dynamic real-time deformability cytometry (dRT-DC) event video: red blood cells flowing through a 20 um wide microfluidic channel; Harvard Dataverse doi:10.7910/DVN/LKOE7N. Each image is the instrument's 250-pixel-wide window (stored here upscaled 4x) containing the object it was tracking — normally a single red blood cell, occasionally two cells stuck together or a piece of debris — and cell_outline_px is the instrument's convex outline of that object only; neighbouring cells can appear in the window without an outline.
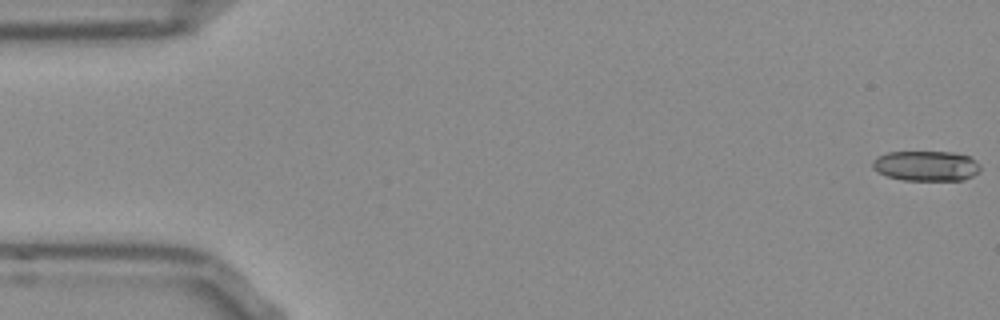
{"species": "Egyptian fruit bat (a non-hibernating species)", "species_latin": "Rousettus aegyptiacus", "temperature_condition": "room temperature", "stored_images_in_passage": 52, "camera_frame_rate_fps": 3000, "um_per_image_px": 0.085, "frame": {"image": 1, "passage_image": 1, "time_ms": 0.0, "image_size_px": [1000, 320], "cell_outline_px": [[980, 172], [964, 180], [904, 180], [888, 176], [876, 172], [872, 168], [872, 160], [876, 156], [888, 152], [952, 152], [968, 156], [976, 160], [980, 164]], "centroid_in_image_um": [78.71, 14.1], "position_along_channel_um": 6.3, "area_um2": 19.13}}
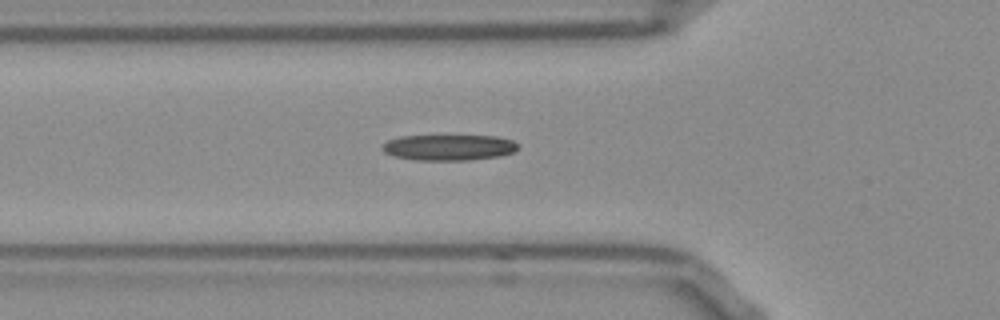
{"frame": {"image": 2, "passage_image": 18, "time_ms": 5.667, "image_size_px": [1000, 320], "cell_outline_px": [[520, 148], [512, 152], [500, 156], [468, 160], [416, 160], [396, 156], [384, 152], [384, 144], [388, 140], [400, 136], [496, 136], [512, 140], [520, 144]], "centroid_in_image_um": [38.21, 12.53], "position_along_channel_um": 87.6, "area_um2": 20.29}}
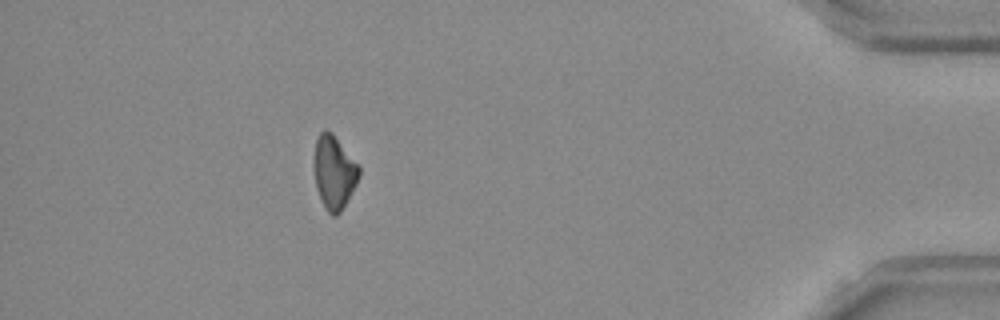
{"frame": {"image": 3, "passage_image": 47, "time_ms": 15.333, "image_size_px": [1000, 320], "cell_outline_px": [[360, 176], [356, 184], [340, 212], [336, 216], [332, 216], [324, 208], [320, 200], [316, 188], [312, 164], [312, 160], [316, 136], [324, 128], [332, 132], [360, 168]], "centroid_in_image_um": [28.34, 14.62], "position_along_channel_um": 406.9, "area_um2": 19.59}}